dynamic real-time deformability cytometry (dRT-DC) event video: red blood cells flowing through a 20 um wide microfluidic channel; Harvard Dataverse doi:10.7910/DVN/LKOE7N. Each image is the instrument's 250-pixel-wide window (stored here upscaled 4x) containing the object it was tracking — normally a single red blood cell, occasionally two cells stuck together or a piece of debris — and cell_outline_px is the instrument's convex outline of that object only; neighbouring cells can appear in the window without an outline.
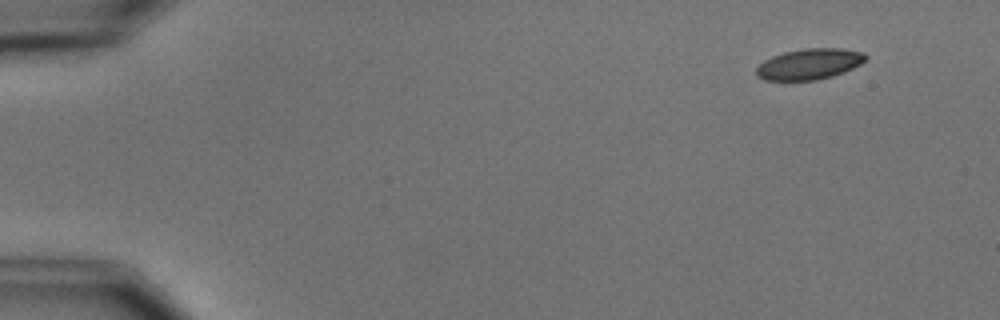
{"species": "common noctule bat (a hibernating species)", "species_latin": "Nyctalus noctula", "temperature_condition": "cold", "stored_images_in_passage": 5, "camera_frame_rate_fps": 3000, "um_per_image_px": 0.085, "animal": {"sex": "male", "body_mass_g": 15.6}, "frame": {"image": 1, "passage_image": 2, "time_ms": 1.0, "image_size_px": [1000, 320], "cell_outline_px": [[868, 56], [860, 64], [844, 72], [832, 76], [816, 80], [764, 80], [756, 76], [756, 68], [764, 60], [772, 56], [784, 52], [804, 48], [840, 48], [864, 52]], "centroid_in_image_um": [68.78, 5.44], "position_along_channel_um": 16.2, "area_um2": 19.65}}
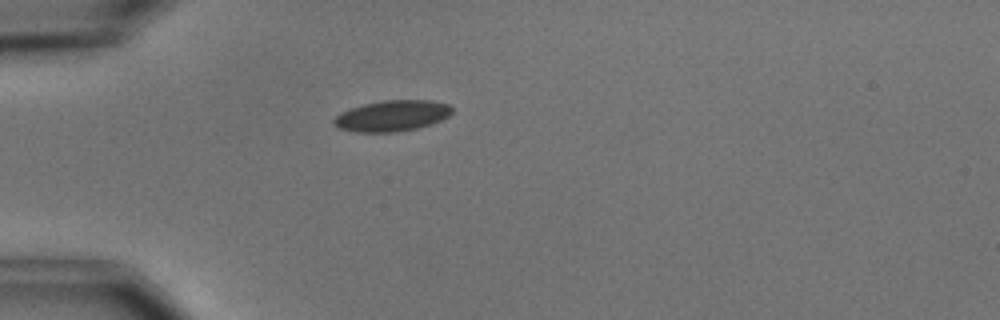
{"frame": {"image": 2, "passage_image": 5, "time_ms": 4.667, "image_size_px": [1000, 320], "cell_outline_px": [[452, 112], [448, 116], [432, 124], [416, 128], [396, 132], [356, 132], [340, 128], [332, 124], [332, 120], [340, 112], [364, 104], [384, 100], [432, 100], [448, 104], [452, 108]], "centroid_in_image_um": [33.32, 9.84], "position_along_channel_um": 51.7, "area_um2": 21.27}}